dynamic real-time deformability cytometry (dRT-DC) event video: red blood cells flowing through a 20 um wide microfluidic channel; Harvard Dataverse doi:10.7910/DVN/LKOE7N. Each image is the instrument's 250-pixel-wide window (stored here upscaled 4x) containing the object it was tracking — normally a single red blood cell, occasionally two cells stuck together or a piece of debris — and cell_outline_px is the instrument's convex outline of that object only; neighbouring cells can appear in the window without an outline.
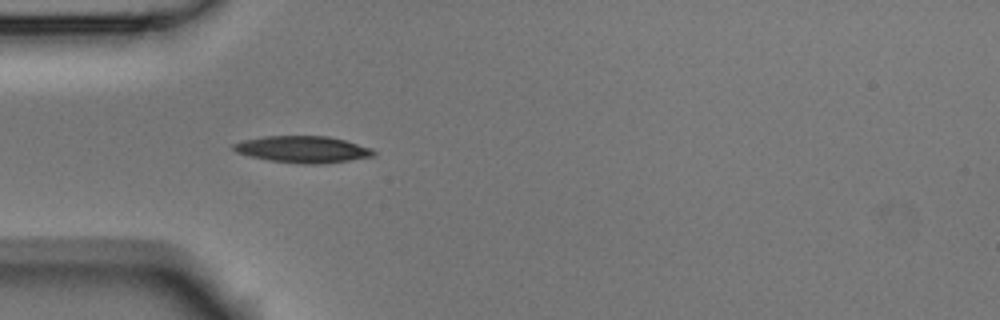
{"species": "Egyptian fruit bat (a non-hibernating species)", "species_latin": "Rousettus aegyptiacus", "temperature_condition": "room temperature", "stored_images_in_passage": 5, "camera_frame_rate_fps": 3000, "um_per_image_px": 0.085, "animal": {"sex": "male"}, "frame": {"image": 1, "passage_image": 5, "time_ms": 1.333, "image_size_px": [1000, 320], "cell_outline_px": [[376, 156], [320, 164], [304, 164], [268, 160], [236, 152], [232, 148], [232, 144], [244, 140], [264, 136], [328, 136], [344, 140], [372, 148], [376, 152]], "centroid_in_image_um": [25.75, 12.69], "position_along_channel_um": 59.2, "area_um2": 21.68}}